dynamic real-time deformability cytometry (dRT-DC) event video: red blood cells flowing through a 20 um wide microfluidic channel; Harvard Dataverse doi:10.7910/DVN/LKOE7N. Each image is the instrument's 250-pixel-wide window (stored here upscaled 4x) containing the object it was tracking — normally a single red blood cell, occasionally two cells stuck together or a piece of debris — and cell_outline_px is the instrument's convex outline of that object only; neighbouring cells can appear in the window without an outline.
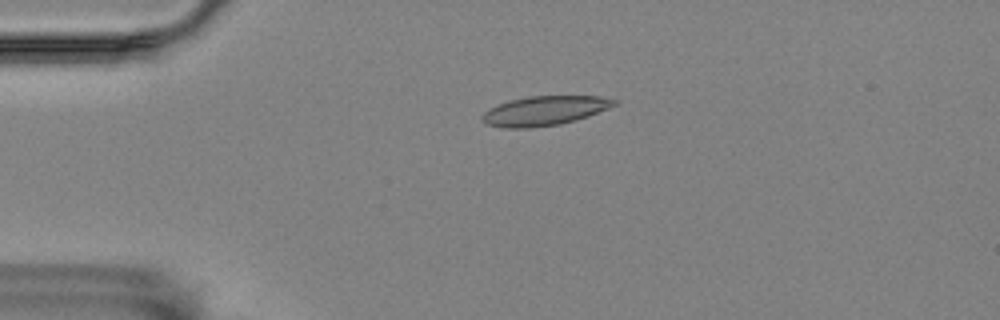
{"species": "Egyptian fruit bat (a non-hibernating species)", "species_latin": "Rousettus aegyptiacus", "temperature_condition": "room temperature", "stored_images_in_passage": 49, "camera_frame_rate_fps": 3000, "um_per_image_px": 0.085, "animal": {"sex": "female"}, "frame": {"image": 1, "passage_image": 5, "time_ms": 1.333, "image_size_px": [1000, 320], "cell_outline_px": [[620, 100], [616, 104], [608, 108], [588, 116], [560, 124], [524, 128], [504, 128], [488, 124], [480, 120], [480, 116], [484, 112], [496, 104], [528, 96], [600, 96]], "centroid_in_image_um": [46.27, 9.4], "position_along_channel_um": 38.7, "area_um2": 22.54}}
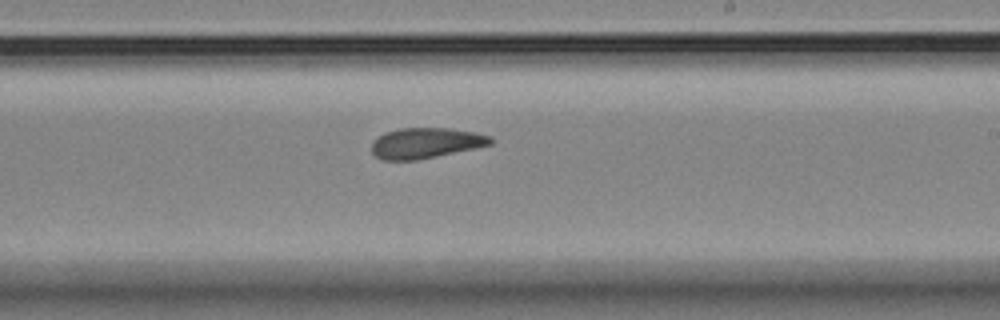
{"frame": {"image": 2, "passage_image": 26, "time_ms": 8.333, "image_size_px": [1000, 320], "cell_outline_px": [[492, 144], [436, 156], [416, 160], [384, 160], [376, 156], [372, 152], [372, 140], [384, 132], [400, 128], [448, 128], [476, 132], [492, 136]], "centroid_in_image_um": [36.16, 12.14], "position_along_channel_um": 252.8, "area_um2": 21.1}}
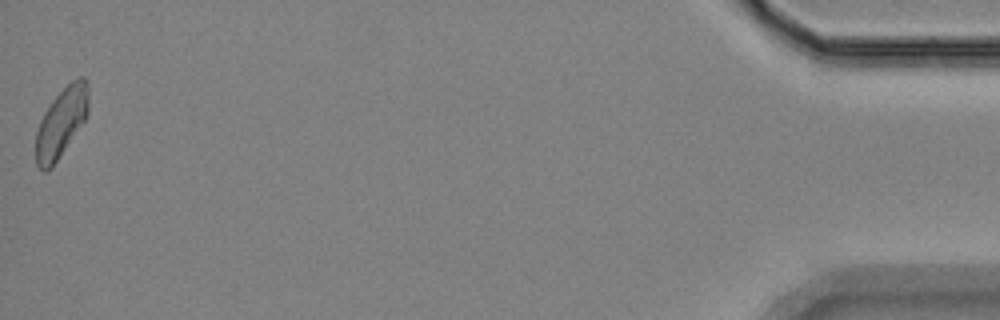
{"frame": {"image": 3, "passage_image": 49, "time_ms": 16.0, "image_size_px": [1000, 320], "cell_outline_px": [[88, 112], [84, 120], [52, 168], [44, 172], [36, 164], [36, 132], [40, 120], [44, 112], [52, 100], [72, 80], [80, 76], [84, 76], [88, 80]], "centroid_in_image_um": [5.21, 10.4], "position_along_channel_um": 430.0, "area_um2": 21.1}, "authors_computed_cell_mechanics": {"area_um2": 21.386, "velocity_mm_per_s": 3.4962, "shape_relaxation_time_tau1_ms": null, "shape_relaxation_time_tau2_ms": 5.447, "deformation_change_tau1": null, "deformation_change_tau2": 0.1223}}